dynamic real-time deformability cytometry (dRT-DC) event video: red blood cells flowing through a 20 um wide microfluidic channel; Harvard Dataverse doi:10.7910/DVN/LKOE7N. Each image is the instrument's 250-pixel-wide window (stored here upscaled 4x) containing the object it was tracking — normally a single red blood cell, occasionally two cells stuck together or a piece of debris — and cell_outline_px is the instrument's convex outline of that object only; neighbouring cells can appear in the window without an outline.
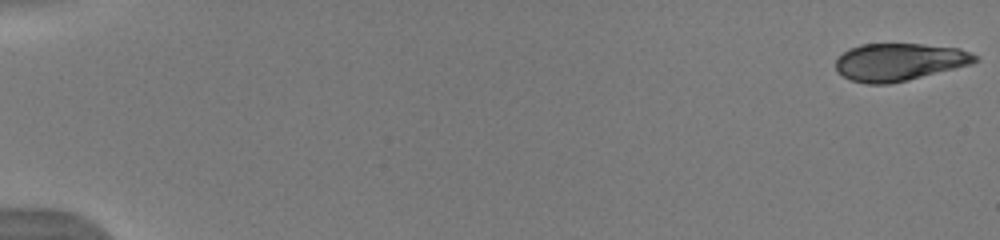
{"species": "human", "species_latin": "Homo sapiens", "temperature_condition": "warm", "stored_images_in_passage": 26, "camera_frame_rate_fps": 3000, "um_per_image_px": 0.085, "donor": {"sex": "male"}, "frame": {"image": 1, "passage_image": 1, "time_ms": 0.0, "image_size_px": [1000, 240], "cell_outline_px": [[980, 60], [972, 64], [908, 80], [888, 84], [868, 84], [852, 80], [844, 76], [836, 68], [836, 60], [848, 48], [860, 44], [920, 44], [960, 48], [980, 56]], "centroid_in_image_um": [76.48, 5.26], "position_along_channel_um": 8.5, "area_um2": 30.46}}
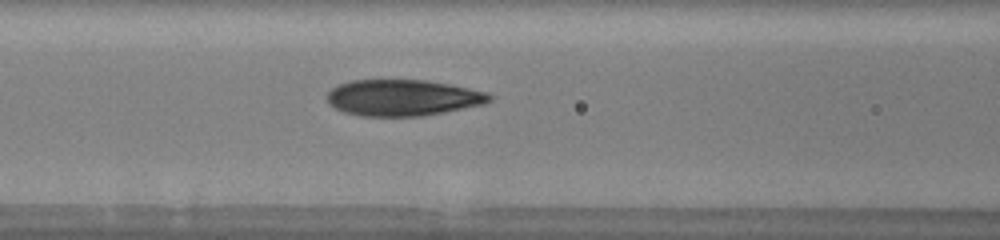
{"frame": {"image": 2, "passage_image": 12, "time_ms": 3.667, "image_size_px": [1000, 240], "cell_outline_px": [[492, 100], [484, 104], [444, 112], [420, 116], [360, 116], [344, 112], [328, 104], [328, 92], [332, 88], [340, 84], [352, 80], [428, 80], [488, 92], [492, 96]], "centroid_in_image_um": [34.24, 8.3], "position_along_channel_um": 132.4, "area_um2": 34.22}}
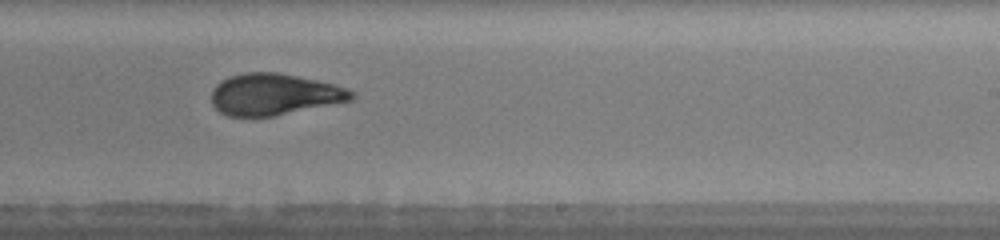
{"frame": {"image": 3, "passage_image": 17, "time_ms": 5.333, "image_size_px": [1000, 240], "cell_outline_px": [[356, 96], [352, 100], [272, 116], [228, 116], [220, 112], [212, 104], [212, 88], [220, 80], [228, 76], [244, 72], [276, 72], [336, 84], [356, 92]], "centroid_in_image_um": [23.29, 8.01], "position_along_channel_um": 265.7, "area_um2": 33.87}}